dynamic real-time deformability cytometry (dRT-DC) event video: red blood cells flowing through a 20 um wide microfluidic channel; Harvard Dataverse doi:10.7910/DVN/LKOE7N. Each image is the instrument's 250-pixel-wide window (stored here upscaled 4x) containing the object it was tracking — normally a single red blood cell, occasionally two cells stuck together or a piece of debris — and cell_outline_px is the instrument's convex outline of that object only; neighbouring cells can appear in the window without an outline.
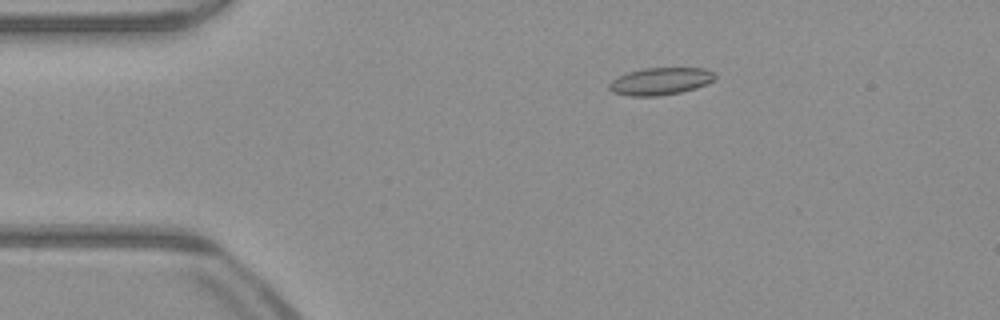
{"species": "common noctule bat (a hibernating species)", "species_latin": "Nyctalus noctula", "temperature_condition": "warm", "stored_images_in_passage": 52, "camera_frame_rate_fps": 3000, "um_per_image_px": 0.085, "animal": {"sex": "male", "body_mass_g": 23.1, "forearm_length_mm": 52.7}, "frame": {"image": 1, "passage_image": 10, "time_ms": 3.0, "image_size_px": [1000, 320], "cell_outline_px": [[716, 80], [696, 88], [680, 92], [656, 96], [628, 96], [612, 92], [608, 88], [608, 84], [612, 80], [628, 72], [644, 68], [704, 68], [716, 72]], "centroid_in_image_um": [56.16, 6.9], "position_along_channel_um": 28.8, "area_um2": 16.94}}
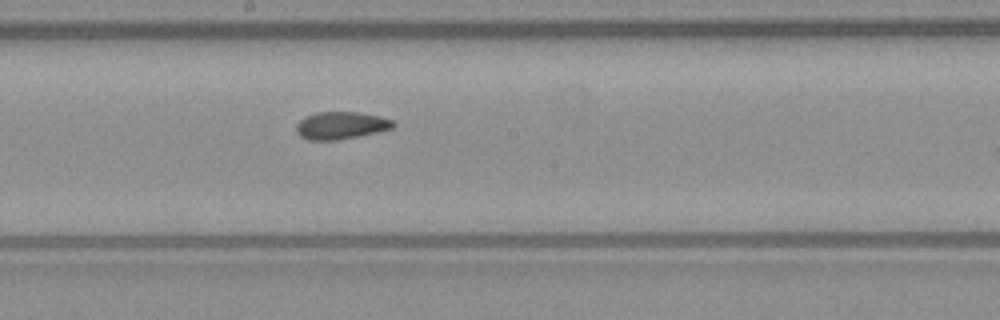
{"frame": {"image": 2, "passage_image": 28, "time_ms": 9.0, "image_size_px": [1000, 320], "cell_outline_px": [[396, 124], [392, 128], [376, 132], [336, 140], [308, 140], [300, 136], [296, 132], [296, 124], [304, 116], [316, 112], [356, 112], [380, 116], [392, 120]], "centroid_in_image_um": [28.94, 10.65], "position_along_channel_um": 219.3, "area_um2": 15.43}}
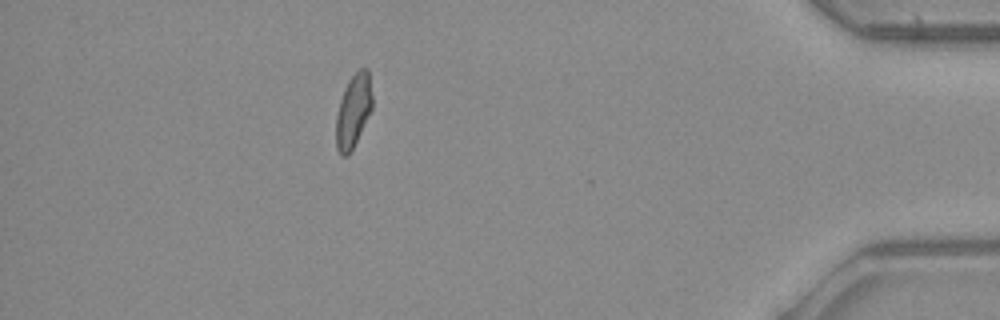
{"frame": {"image": 3, "passage_image": 46, "time_ms": 15.0, "image_size_px": [1000, 320], "cell_outline_px": [[372, 108], [348, 156], [340, 156], [336, 148], [336, 116], [340, 100], [344, 88], [348, 80], [360, 68], [368, 68], [372, 96]], "centroid_in_image_um": [30.01, 9.41], "position_along_channel_um": 405.2, "area_um2": 15.32}, "authors_computed_cell_mechanics": {"area_um2": 15.7794, "velocity_mm_per_s": 4.0323, "shape_relaxation_time_tau1_ms": null, "shape_relaxation_time_tau2_ms": 2.8797, "deformation_change_tau1": null, "deformation_change_tau2": 0.0933}}